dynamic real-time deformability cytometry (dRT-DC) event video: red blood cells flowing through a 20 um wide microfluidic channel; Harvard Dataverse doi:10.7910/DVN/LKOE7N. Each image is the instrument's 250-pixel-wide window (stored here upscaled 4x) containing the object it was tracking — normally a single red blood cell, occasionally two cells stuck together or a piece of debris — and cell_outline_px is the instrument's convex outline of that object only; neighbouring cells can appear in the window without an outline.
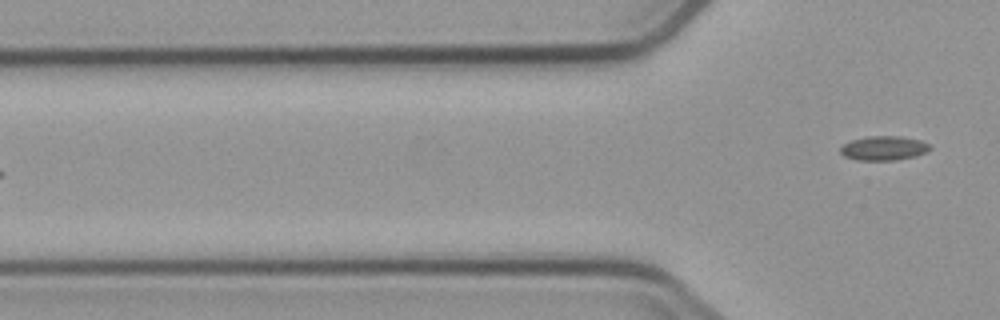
{"species": "common noctule bat (a hibernating species)", "species_latin": "Nyctalus noctula", "temperature_condition": "cold", "stored_images_in_passage": 6, "camera_frame_rate_fps": 3000, "um_per_image_px": 0.085, "animal": {"sex": "male", "body_mass_g": 23.1, "forearm_length_mm": 52.7}, "frame": {"image": 1, "passage_image": 6, "time_ms": 6.667, "image_size_px": [1000, 320], "cell_outline_px": [[932, 148], [928, 152], [916, 156], [896, 160], [860, 160], [844, 156], [840, 152], [840, 148], [844, 144], [852, 140], [868, 136], [900, 136], [920, 140], [932, 144]], "centroid_in_image_um": [75.19, 12.59], "position_along_channel_um": 50.6, "area_um2": 12.77}}